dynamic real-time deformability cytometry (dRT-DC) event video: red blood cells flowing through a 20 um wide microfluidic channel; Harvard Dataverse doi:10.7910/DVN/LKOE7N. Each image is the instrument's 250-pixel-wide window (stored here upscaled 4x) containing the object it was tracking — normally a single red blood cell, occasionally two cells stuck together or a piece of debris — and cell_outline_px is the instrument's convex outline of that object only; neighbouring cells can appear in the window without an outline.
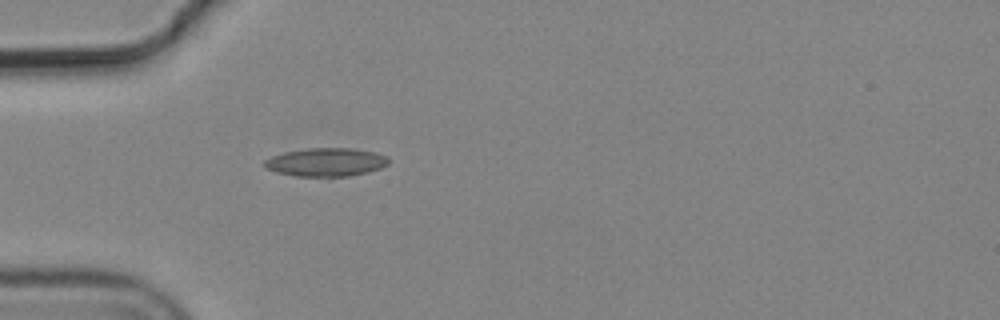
{"species": "common noctule bat (a hibernating species)", "species_latin": "Nyctalus noctula", "temperature_condition": "cold", "stored_images_in_passage": 4, "camera_frame_rate_fps": 3000, "um_per_image_px": 0.085, "animal": {"sex": "male", "body_mass_g": 19.2, "forearm_length_mm": 51.8}, "frame": {"image": 1, "passage_image": 4, "time_ms": 1.0, "image_size_px": [1000, 320], "cell_outline_px": [[388, 164], [380, 168], [348, 176], [296, 176], [276, 172], [264, 168], [264, 160], [272, 156], [284, 152], [308, 148], [352, 148], [376, 152], [388, 156]], "centroid_in_image_um": [27.69, 13.77], "position_along_channel_um": 57.3, "area_um2": 20.46}}